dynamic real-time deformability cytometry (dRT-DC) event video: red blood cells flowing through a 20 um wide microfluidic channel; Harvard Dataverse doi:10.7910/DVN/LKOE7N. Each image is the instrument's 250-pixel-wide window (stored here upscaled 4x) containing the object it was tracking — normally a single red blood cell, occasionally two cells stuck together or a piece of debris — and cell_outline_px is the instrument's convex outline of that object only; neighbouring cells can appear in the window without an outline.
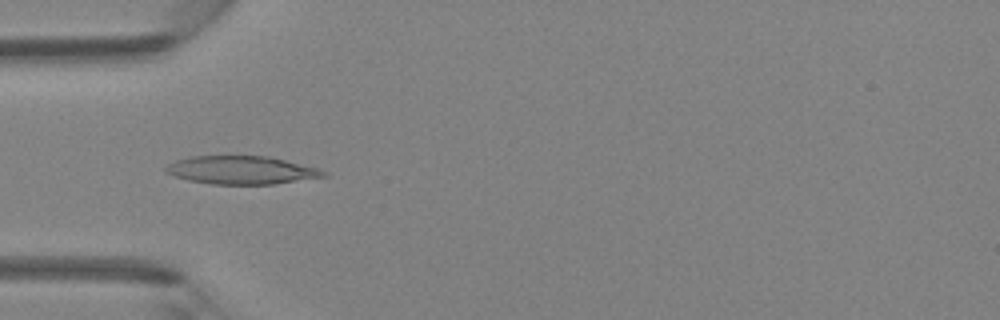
{"species": "Egyptian fruit bat (a non-hibernating species)", "species_latin": "Rousettus aegyptiacus", "temperature_condition": "room temperature", "stored_images_in_passage": 15, "camera_frame_rate_fps": 3000, "um_per_image_px": 0.085, "animal": {"sex": "female"}, "frame": {"image": 1, "passage_image": 6, "time_ms": 1.667, "image_size_px": [1000, 320], "cell_outline_px": [[328, 176], [272, 184], [212, 184], [188, 180], [164, 172], [164, 168], [168, 164], [176, 160], [192, 156], [268, 156], [316, 168], [328, 172]], "centroid_in_image_um": [20.49, 14.46], "position_along_channel_um": 64.5, "area_um2": 25.66}}
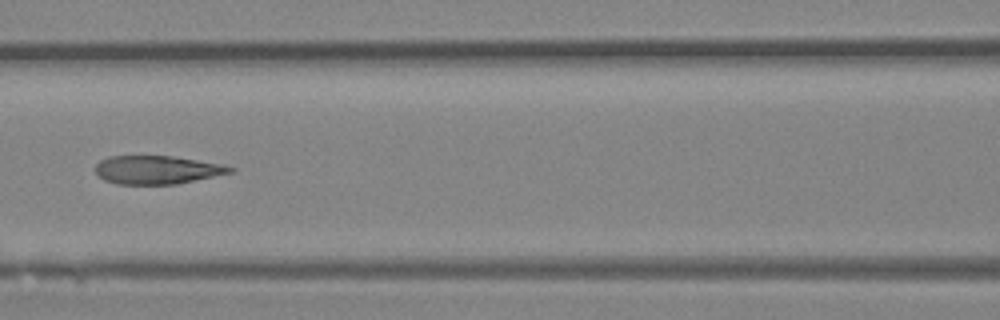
{"frame": {"image": 2, "passage_image": 12, "time_ms": 3.667, "image_size_px": [1000, 320], "cell_outline_px": [[236, 168], [232, 172], [176, 184], [116, 184], [104, 180], [96, 172], [96, 164], [100, 160], [108, 156], [172, 156], [224, 164]], "centroid_in_image_um": [13.35, 14.43], "position_along_channel_um": 153.3, "area_um2": 22.2}}
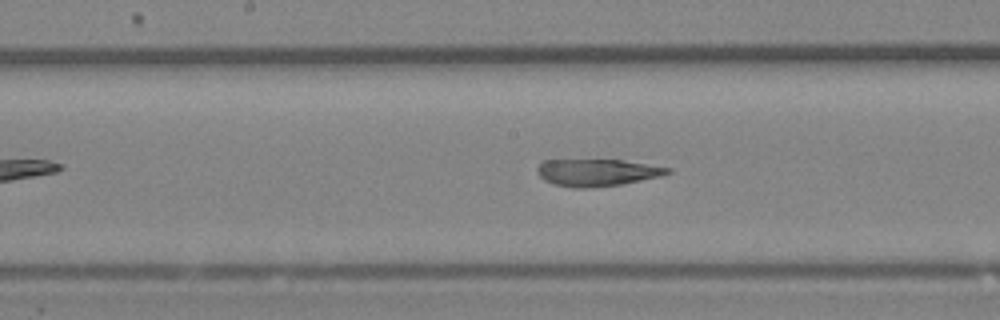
{"frame": {"image": 3, "passage_image": 15, "time_ms": 4.667, "image_size_px": [1000, 320], "cell_outline_px": [[672, 172], [660, 176], [624, 184], [592, 188], [572, 188], [552, 184], [544, 180], [536, 172], [536, 168], [540, 160], [624, 160], [672, 168]], "centroid_in_image_um": [50.72, 14.67], "position_along_channel_um": 197.5, "area_um2": 20.92}}